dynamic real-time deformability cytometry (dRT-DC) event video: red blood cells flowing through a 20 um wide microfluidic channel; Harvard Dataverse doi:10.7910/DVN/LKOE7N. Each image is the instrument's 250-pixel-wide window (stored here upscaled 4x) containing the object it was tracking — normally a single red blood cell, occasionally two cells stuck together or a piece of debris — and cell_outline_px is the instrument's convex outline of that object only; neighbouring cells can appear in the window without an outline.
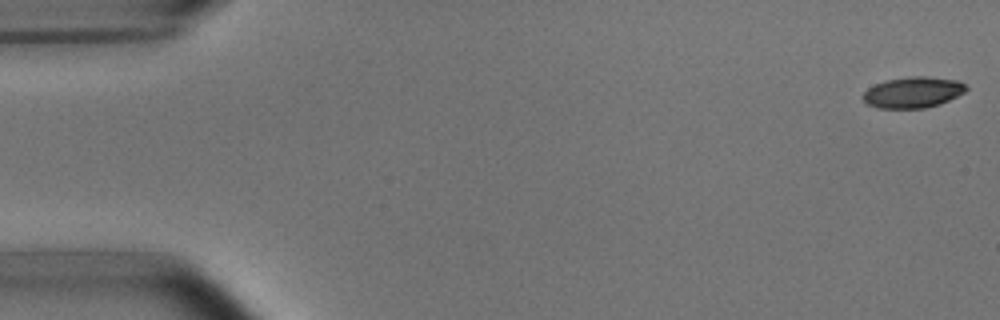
{"species": "common noctule bat (a hibernating species)", "species_latin": "Nyctalus noctula", "temperature_condition": "room temperature", "stored_images_in_passage": 5, "camera_frame_rate_fps": 3000, "um_per_image_px": 0.085, "animal": {"sex": "male", "body_mass_g": 15.6}, "frame": {"image": 1, "passage_image": 1, "time_ms": 0.0, "image_size_px": [1000, 320], "cell_outline_px": [[968, 88], [964, 92], [940, 104], [924, 108], [876, 108], [868, 104], [860, 96], [868, 88], [884, 80], [908, 76], [928, 76], [960, 80]], "centroid_in_image_um": [77.59, 7.83], "position_along_channel_um": 7.4, "area_um2": 18.79}}
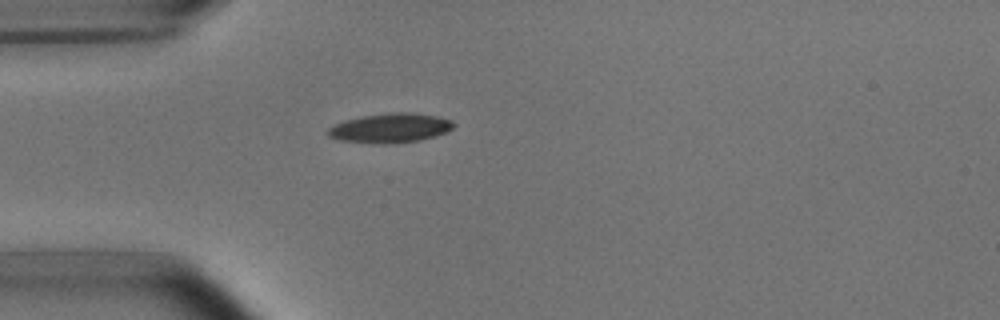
{"frame": {"image": 2, "passage_image": 5, "time_ms": 4.667, "image_size_px": [1000, 320], "cell_outline_px": [[456, 124], [452, 128], [444, 132], [420, 140], [392, 144], [372, 144], [340, 140], [328, 136], [328, 128], [332, 124], [344, 120], [360, 116], [392, 112], [412, 112], [436, 116], [452, 120]], "centroid_in_image_um": [33.12, 10.88], "position_along_channel_um": 51.9, "area_um2": 21.73}}